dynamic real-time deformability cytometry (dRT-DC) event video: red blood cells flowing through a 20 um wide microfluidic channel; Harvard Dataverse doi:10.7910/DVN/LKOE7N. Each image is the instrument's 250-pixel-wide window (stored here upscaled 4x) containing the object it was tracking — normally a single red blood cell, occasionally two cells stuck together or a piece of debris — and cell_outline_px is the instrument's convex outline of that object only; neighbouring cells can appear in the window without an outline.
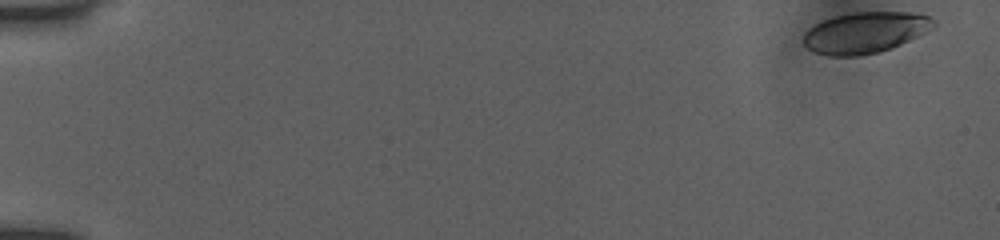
{"species": "human", "species_latin": "Homo sapiens", "temperature_condition": "room temperature", "stored_images_in_passage": 6, "camera_frame_rate_fps": 3000, "um_per_image_px": 0.085, "donor": {"sex": "female"}, "frame": {"image": 1, "passage_image": 1, "time_ms": 0.0, "image_size_px": [1000, 240], "cell_outline_px": [[936, 24], [916, 36], [892, 48], [880, 52], [856, 56], [832, 56], [816, 52], [808, 48], [804, 44], [804, 32], [808, 28], [824, 20], [836, 16], [856, 12], [908, 12], [928, 16], [936, 20]], "centroid_in_image_um": [73.51, 2.77], "position_along_channel_um": 11.5, "area_um2": 30.69}}